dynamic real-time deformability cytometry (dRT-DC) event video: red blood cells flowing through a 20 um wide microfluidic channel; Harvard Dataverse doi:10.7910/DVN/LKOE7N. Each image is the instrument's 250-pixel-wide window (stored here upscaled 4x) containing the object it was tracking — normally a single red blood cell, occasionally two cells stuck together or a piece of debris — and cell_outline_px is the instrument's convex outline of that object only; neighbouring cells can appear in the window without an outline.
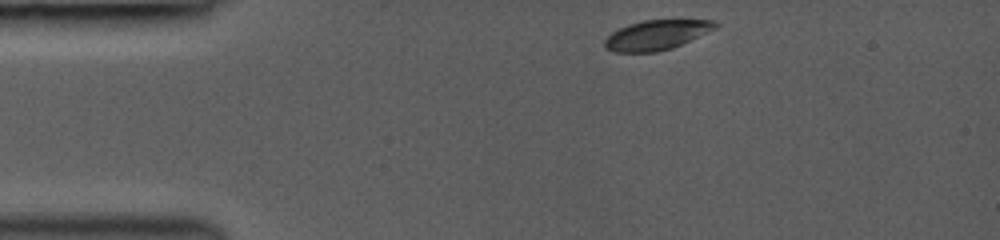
{"species": "common noctule bat (a hibernating species)", "species_latin": "Nyctalus noctula", "temperature_condition": "room temperature", "stored_images_in_passage": 36, "camera_frame_rate_fps": 3000, "um_per_image_px": 0.085, "animal": {"sex": "female", "body_mass_g": 19.0, "forearm_length_mm": 53.3}, "frame": {"image": 1, "passage_image": 1, "time_ms": 0.0, "image_size_px": [1000, 240], "cell_outline_px": [[720, 24], [716, 28], [672, 48], [656, 52], [612, 52], [604, 48], [604, 40], [612, 32], [628, 24], [644, 20], [716, 20]], "centroid_in_image_um": [55.79, 2.97], "position_along_channel_um": 29.2, "area_um2": 19.13}}
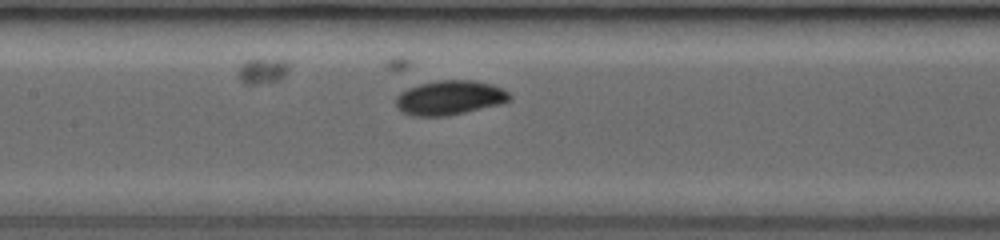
{"frame": {"image": 2, "passage_image": 15, "time_ms": 4.667, "image_size_px": [1000, 240], "cell_outline_px": [[512, 100], [500, 104], [448, 116], [412, 116], [400, 112], [396, 108], [396, 96], [400, 92], [408, 88], [420, 84], [436, 80], [476, 80], [492, 84], [508, 92], [512, 96]], "centroid_in_image_um": [38.21, 8.31], "position_along_channel_um": 169.2, "area_um2": 23.06}}
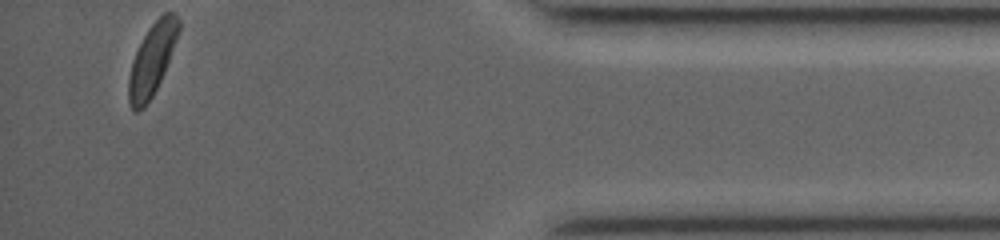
{"frame": {"image": 3, "passage_image": 36, "time_ms": 11.667, "image_size_px": [1000, 240], "cell_outline_px": [[180, 32], [164, 72], [152, 96], [144, 108], [136, 112], [132, 108], [128, 100], [128, 76], [132, 60], [148, 28], [164, 12], [176, 12], [180, 20]], "centroid_in_image_um": [12.94, 5.03], "position_along_channel_um": 422.3, "area_um2": 20.87}, "authors_computed_cell_mechanics": {"area_um2": 20.9525, "velocity_mm_per_s": 4.1507, "shape_relaxation_time_tau1_ms": 7.6335, "shape_relaxation_time_tau2_ms": null, "deformation_change_tau1": 0.3748, "deformation_change_tau2": null}}